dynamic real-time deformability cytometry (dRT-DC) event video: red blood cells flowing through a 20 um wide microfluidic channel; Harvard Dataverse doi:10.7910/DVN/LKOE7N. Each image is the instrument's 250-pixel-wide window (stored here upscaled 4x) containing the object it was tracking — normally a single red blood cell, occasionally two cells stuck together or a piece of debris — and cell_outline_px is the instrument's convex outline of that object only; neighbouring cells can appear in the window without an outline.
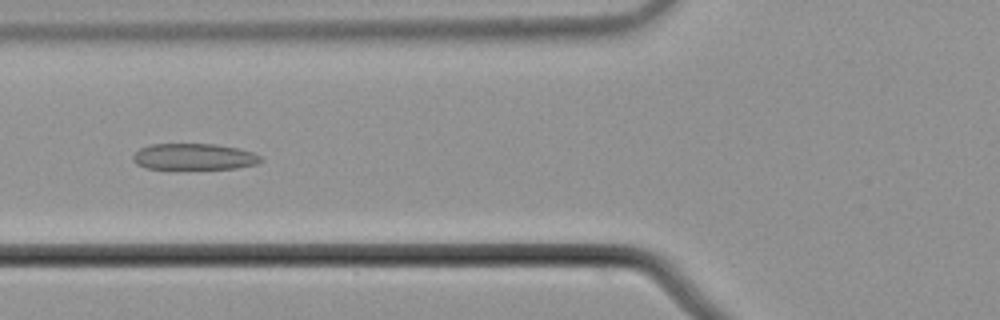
{"species": "common noctule bat (a hibernating species)", "species_latin": "Nyctalus noctula", "temperature_condition": "cold", "stored_images_in_passage": 6, "camera_frame_rate_fps": 3000, "um_per_image_px": 0.085, "animal": {"sex": "male", "body_mass_g": 21.5, "forearm_length_mm": 52.0}, "frame": {"image": 1, "passage_image": 5, "time_ms": 1.333, "image_size_px": [1000, 320], "cell_outline_px": [[264, 160], [256, 164], [236, 168], [144, 168], [136, 164], [132, 160], [132, 156], [140, 148], [152, 144], [216, 144], [236, 148], [252, 152], [260, 156]], "centroid_in_image_um": [16.47, 13.31], "position_along_channel_um": 109.3, "area_um2": 19.36}}
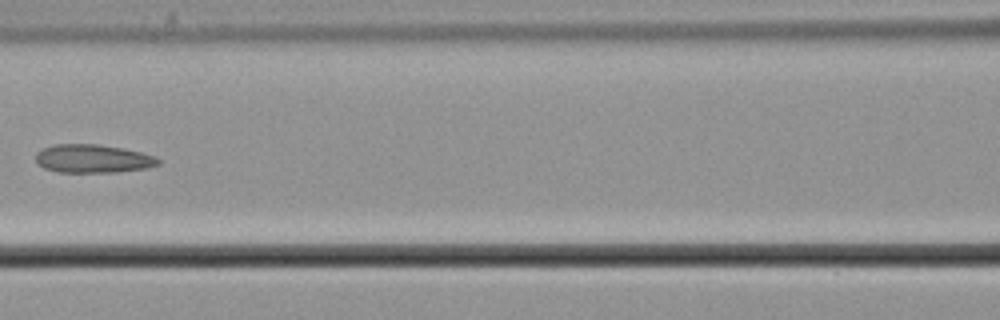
{"frame": {"image": 2, "passage_image": 6, "time_ms": 1.667, "image_size_px": [1000, 320], "cell_outline_px": [[160, 164], [148, 168], [116, 172], [60, 172], [44, 168], [36, 160], [36, 152], [44, 148], [56, 144], [96, 144], [124, 148], [140, 152], [152, 156], [160, 160]], "centroid_in_image_um": [7.91, 13.49], "position_along_channel_um": 158.7, "area_um2": 20.11}}